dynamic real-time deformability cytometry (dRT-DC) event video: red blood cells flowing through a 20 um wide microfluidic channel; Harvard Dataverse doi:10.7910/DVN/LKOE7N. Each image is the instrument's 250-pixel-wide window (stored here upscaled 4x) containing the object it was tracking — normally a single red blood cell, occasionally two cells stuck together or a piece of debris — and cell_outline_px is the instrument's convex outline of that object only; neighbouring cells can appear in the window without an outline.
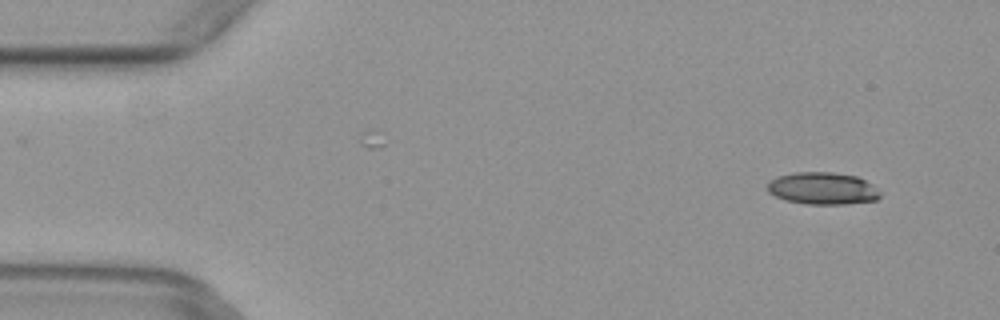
{"species": "common noctule bat (a hibernating species)", "species_latin": "Nyctalus noctula", "temperature_condition": "warm", "stored_images_in_passage": 7, "camera_frame_rate_fps": 3000, "um_per_image_px": 0.085, "animal": {"sex": "female", "body_mass_g": 29.2, "forearm_length_mm": 56.3}, "frame": {"image": 1, "passage_image": 2, "time_ms": 0.333, "image_size_px": [1000, 320], "cell_outline_px": [[880, 196], [876, 200], [844, 204], [808, 204], [784, 200], [768, 192], [768, 184], [776, 176], [796, 172], [832, 172], [856, 176], [872, 184], [880, 192]], "centroid_in_image_um": [69.92, 16.01], "position_along_channel_um": 15.1, "area_um2": 21.04}}
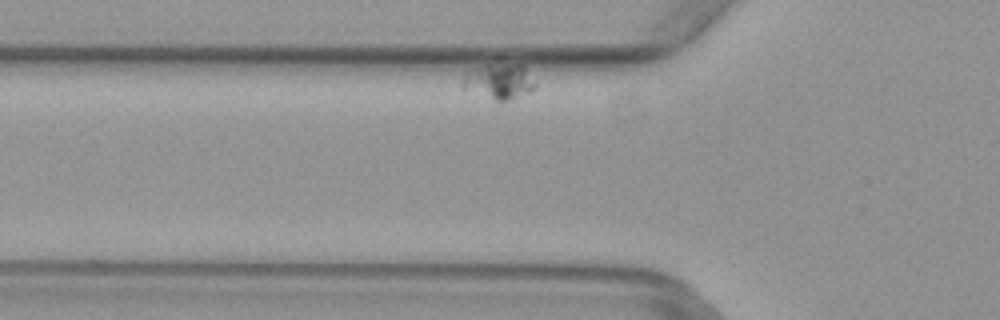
{"frame": {"image": 2, "passage_image": 7, "time_ms": 2.0, "image_size_px": [1000, 320], "cell_outline_px": [[536, 88], [532, 92], [500, 104], [460, 88], [460, 84], [464, 72], [484, 64], [524, 64], [536, 84]], "centroid_in_image_um": [42.39, 6.96], "position_along_channel_um": 83.4, "area_um2": 16.01}}